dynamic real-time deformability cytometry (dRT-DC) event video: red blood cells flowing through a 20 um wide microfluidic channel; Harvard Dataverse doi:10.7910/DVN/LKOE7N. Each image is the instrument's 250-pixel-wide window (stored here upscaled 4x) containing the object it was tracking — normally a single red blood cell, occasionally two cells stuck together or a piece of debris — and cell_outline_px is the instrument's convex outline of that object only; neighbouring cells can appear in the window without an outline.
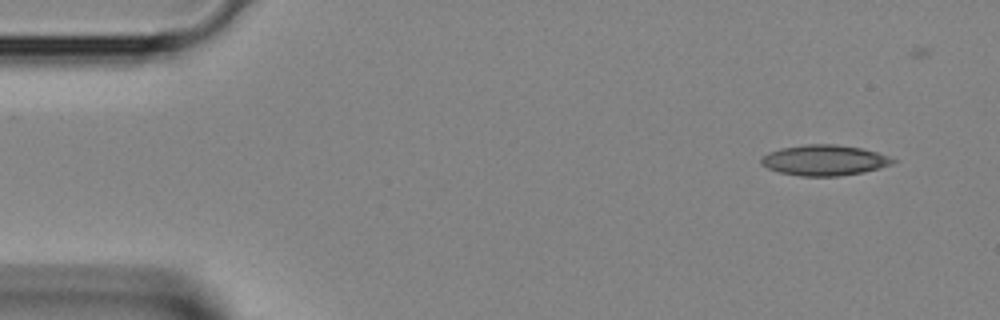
{"species": "Egyptian fruit bat (a non-hibernating species)", "species_latin": "Rousettus aegyptiacus", "temperature_condition": "room temperature", "stored_images_in_passage": 3, "camera_frame_rate_fps": 3000, "um_per_image_px": 0.085, "animal": {"sex": "female"}, "frame": {"image": 1, "passage_image": 1, "time_ms": 0.0, "image_size_px": [1000, 320], "cell_outline_px": [[896, 160], [892, 164], [880, 168], [864, 172], [836, 176], [800, 176], [780, 172], [768, 168], [760, 164], [760, 156], [768, 152], [780, 148], [804, 144], [836, 144], [860, 148], [876, 152], [888, 156]], "centroid_in_image_um": [70.03, 13.61], "position_along_channel_um": 15.0, "area_um2": 23.52}}